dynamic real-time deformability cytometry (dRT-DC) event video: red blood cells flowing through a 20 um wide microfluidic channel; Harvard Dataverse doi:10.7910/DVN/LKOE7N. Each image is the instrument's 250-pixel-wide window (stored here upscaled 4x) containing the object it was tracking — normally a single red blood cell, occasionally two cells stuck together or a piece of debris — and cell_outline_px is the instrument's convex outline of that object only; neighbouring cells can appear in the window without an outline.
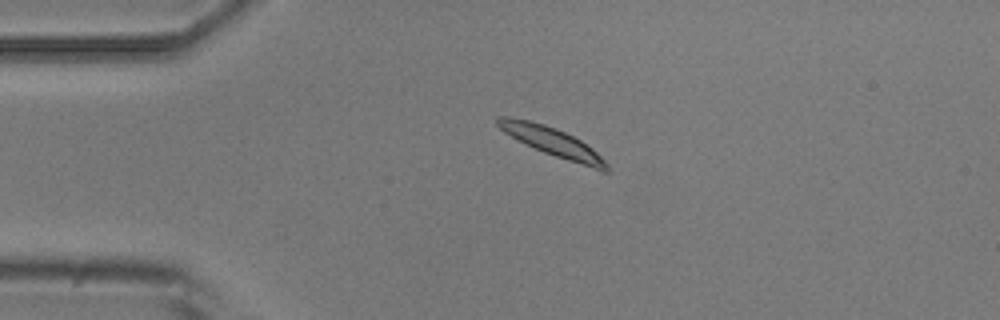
{"species": "common noctule bat (a hibernating species)", "species_latin": "Nyctalus noctula", "temperature_condition": "room temperature", "stored_images_in_passage": 2, "camera_frame_rate_fps": 3000, "um_per_image_px": 0.085, "animal": {"sex": "male", "body_mass_g": 20.5, "forearm_length_mm": 52.5}, "frame": {"image": 1, "passage_image": 1, "time_ms": 0.0, "image_size_px": [1000, 320], "cell_outline_px": [[608, 172], [604, 172], [544, 152], [504, 132], [496, 124], [496, 116], [508, 116], [528, 120], [544, 124], [556, 128], [580, 140], [592, 148], [608, 164]], "centroid_in_image_um": [46.93, 12.03], "position_along_channel_um": 38.1, "area_um2": 17.74}}